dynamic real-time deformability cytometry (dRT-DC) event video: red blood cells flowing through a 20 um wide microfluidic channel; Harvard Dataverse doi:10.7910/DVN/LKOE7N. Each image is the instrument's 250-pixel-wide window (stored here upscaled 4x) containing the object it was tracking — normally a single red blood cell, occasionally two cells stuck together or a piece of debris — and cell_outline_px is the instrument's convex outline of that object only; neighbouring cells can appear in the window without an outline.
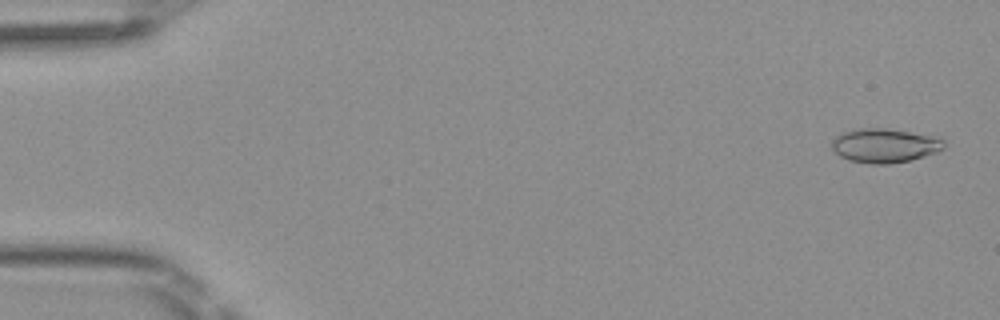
{"species": "Egyptian fruit bat (a non-hibernating species)", "species_latin": "Rousettus aegyptiacus", "temperature_condition": "room temperature", "stored_images_in_passage": 49, "camera_frame_rate_fps": 3000, "um_per_image_px": 0.085, "frame": {"image": 1, "passage_image": 2, "time_ms": 0.333, "image_size_px": [1000, 320], "cell_outline_px": [[944, 148], [936, 152], [924, 156], [908, 160], [888, 164], [872, 164], [848, 160], [840, 156], [832, 148], [832, 140], [840, 132], [852, 128], [888, 128], [928, 136], [944, 140]], "centroid_in_image_um": [75.12, 12.36], "position_along_channel_um": 9.9, "area_um2": 22.14}}
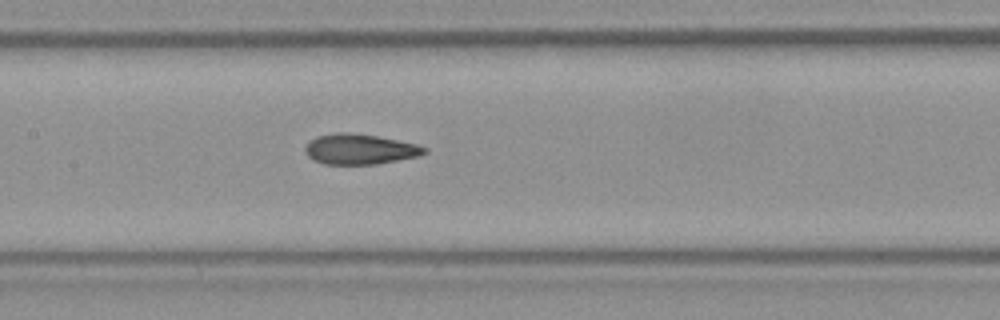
{"frame": {"image": 2, "passage_image": 24, "time_ms": 7.667, "image_size_px": [1000, 320], "cell_outline_px": [[428, 152], [420, 156], [376, 164], [324, 164], [312, 160], [304, 152], [304, 148], [308, 140], [316, 136], [336, 132], [352, 132], [376, 136], [416, 144], [428, 148]], "centroid_in_image_um": [30.55, 12.67], "position_along_channel_um": 176.9, "area_um2": 21.33}}
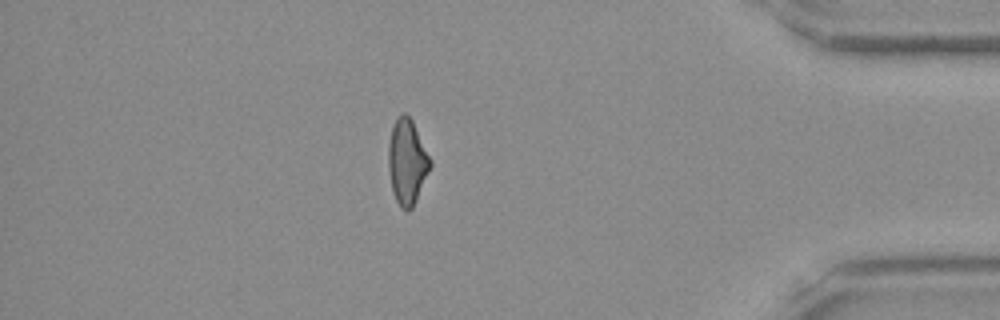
{"frame": {"image": 3, "passage_image": 43, "time_ms": 14.0, "image_size_px": [1000, 320], "cell_outline_px": [[432, 164], [416, 200], [412, 208], [408, 212], [400, 208], [392, 192], [388, 168], [388, 144], [392, 124], [396, 116], [404, 112], [412, 120], [432, 160]], "centroid_in_image_um": [34.59, 13.74], "position_along_channel_um": 400.6, "area_um2": 21.04}, "authors_computed_cell_mechanics": {"area_um2": 21.2704, "velocity_mm_per_s": 4.1333, "shape_relaxation_time_tau1_ms": 9.0039, "shape_relaxation_time_tau2_ms": 1.8071, "deformation_change_tau1": 0.2043, "deformation_change_tau2": 0.0855}}